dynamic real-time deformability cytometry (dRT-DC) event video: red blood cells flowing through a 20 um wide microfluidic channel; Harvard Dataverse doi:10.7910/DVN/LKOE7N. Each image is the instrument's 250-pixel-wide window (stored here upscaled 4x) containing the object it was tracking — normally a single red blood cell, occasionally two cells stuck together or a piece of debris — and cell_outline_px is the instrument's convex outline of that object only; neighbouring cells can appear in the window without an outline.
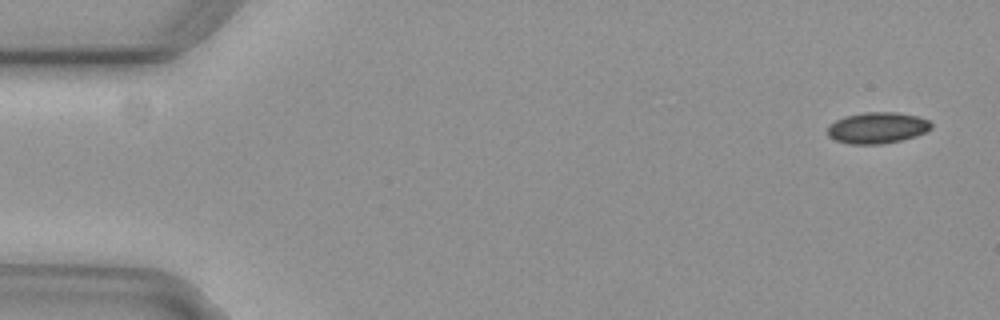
{"species": "common noctule bat (a hibernating species)", "species_latin": "Nyctalus noctula", "temperature_condition": "cold", "stored_images_in_passage": 55, "camera_frame_rate_fps": 3000, "um_per_image_px": 0.085, "animal": {"sex": "female", "body_mass_g": 29.2, "forearm_length_mm": 56.3}, "frame": {"image": 1, "passage_image": 3, "time_ms": 0.667, "image_size_px": [1000, 320], "cell_outline_px": [[932, 128], [916, 136], [900, 140], [880, 144], [848, 144], [836, 140], [828, 136], [828, 128], [836, 120], [844, 116], [864, 112], [896, 112], [916, 116], [928, 120], [932, 124]], "centroid_in_image_um": [74.57, 10.86], "position_along_channel_um": 10.4, "area_um2": 18.73}}
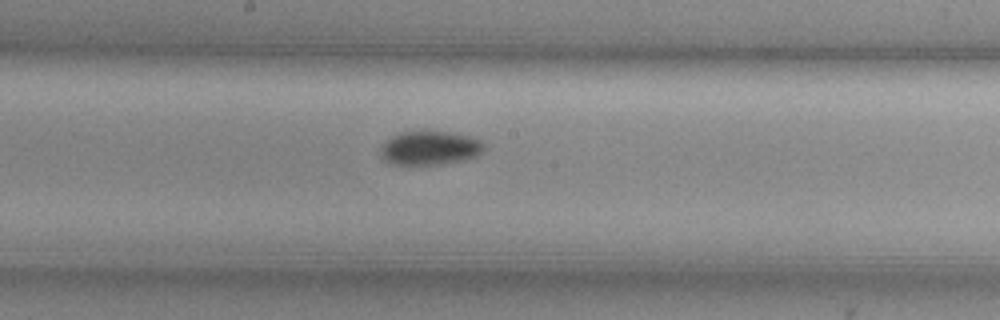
{"frame": {"image": 2, "passage_image": 29, "time_ms": 9.333, "image_size_px": [1000, 320], "cell_outline_px": [[484, 148], [476, 156], [464, 160], [440, 164], [408, 168], [388, 164], [380, 156], [380, 148], [392, 136], [400, 132], [424, 128], [472, 136], [480, 140], [484, 144]], "centroid_in_image_um": [36.46, 12.59], "position_along_channel_um": 211.7, "area_um2": 21.73}}
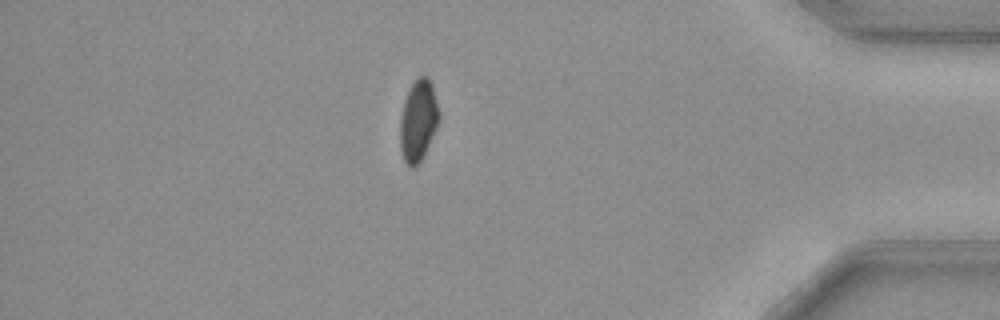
{"frame": {"image": 3, "passage_image": 47, "time_ms": 15.333, "image_size_px": [1000, 320], "cell_outline_px": [[440, 120], [420, 160], [412, 168], [408, 168], [404, 164], [400, 148], [400, 116], [404, 100], [412, 84], [420, 76], [428, 76], [432, 84], [440, 112]], "centroid_in_image_um": [35.54, 10.25], "position_along_channel_um": 399.7, "area_um2": 18.44}}